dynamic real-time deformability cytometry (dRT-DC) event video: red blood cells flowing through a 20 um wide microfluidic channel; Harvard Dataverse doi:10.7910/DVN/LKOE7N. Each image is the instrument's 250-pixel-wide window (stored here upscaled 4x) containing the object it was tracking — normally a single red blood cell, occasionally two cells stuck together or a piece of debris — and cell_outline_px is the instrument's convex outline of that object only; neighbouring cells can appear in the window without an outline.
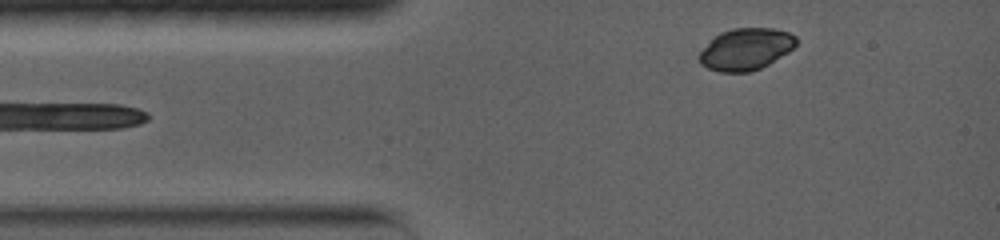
{"species": "common noctule bat (a hibernating species)", "species_latin": "Nyctalus noctula", "temperature_condition": "warm", "stored_images_in_passage": 40, "camera_frame_rate_fps": 5000, "um_per_image_px": 0.085, "animal": {"sex": "female", "body_mass_g": 19.0, "forearm_length_mm": 56.7}, "frame": {"image": 1, "passage_image": 5, "time_ms": 0.8, "image_size_px": [1000, 240], "cell_outline_px": [[796, 44], [788, 52], [768, 64], [760, 68], [748, 72], [720, 72], [708, 68], [700, 64], [700, 52], [720, 32], [732, 28], [772, 28], [788, 32], [796, 36]], "centroid_in_image_um": [63.41, 4.17], "position_along_channel_um": 21.6, "area_um2": 23.29}}
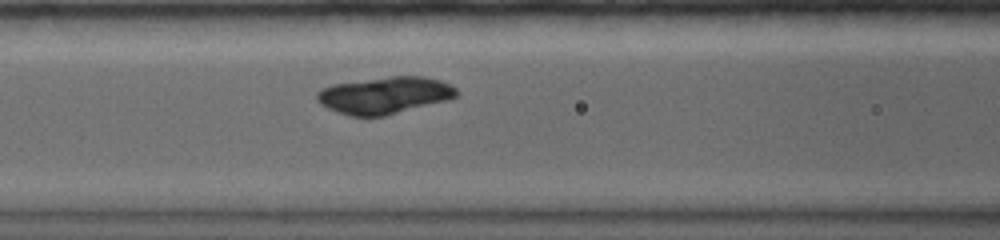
{"frame": {"image": 2, "passage_image": 24, "time_ms": 4.6, "image_size_px": [1000, 240], "cell_outline_px": [[460, 92], [456, 96], [448, 100], [384, 116], [352, 116], [328, 108], [320, 104], [316, 100], [316, 92], [332, 84], [388, 76], [424, 76], [440, 80], [456, 88]], "centroid_in_image_um": [32.7, 8.09], "position_along_channel_um": 133.9, "area_um2": 30.0}}
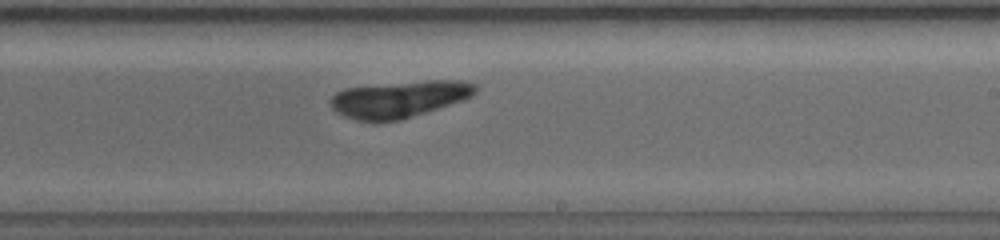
{"frame": {"image": 3, "passage_image": 40, "time_ms": 7.8, "image_size_px": [1000, 240], "cell_outline_px": [[476, 92], [472, 96], [464, 100], [400, 120], [376, 124], [356, 120], [344, 116], [336, 112], [328, 104], [328, 100], [336, 92], [344, 88], [428, 80], [464, 80], [476, 84]], "centroid_in_image_um": [33.9, 8.45], "position_along_channel_um": 255.1, "area_um2": 31.44}}